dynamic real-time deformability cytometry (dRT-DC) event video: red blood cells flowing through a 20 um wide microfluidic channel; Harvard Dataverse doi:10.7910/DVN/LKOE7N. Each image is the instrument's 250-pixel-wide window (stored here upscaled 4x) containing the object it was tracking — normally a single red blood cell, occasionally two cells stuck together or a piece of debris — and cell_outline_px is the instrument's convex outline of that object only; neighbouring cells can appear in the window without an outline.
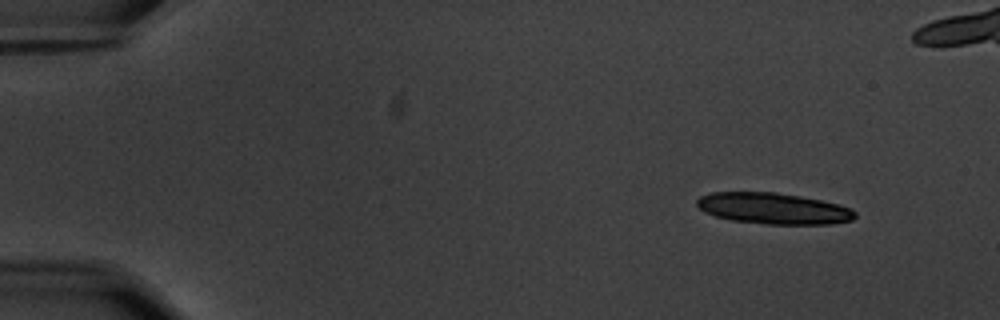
{"species": "common noctule bat (a hibernating species)", "species_latin": "Nyctalus noctula", "temperature_condition": "warm", "stored_images_in_passage": 14, "camera_frame_rate_fps": 3000, "um_per_image_px": 0.085, "animal": {"sex": "male", "body_mass_g": 20.1, "forearm_length_mm": 53.5}, "frame": {"image": 1, "passage_image": 1, "time_ms": 0.0, "image_size_px": [1000, 320], "cell_outline_px": [[856, 216], [852, 220], [832, 224], [764, 224], [732, 220], [716, 216], [704, 212], [696, 204], [696, 200], [700, 196], [712, 192], [776, 192], [800, 196], [820, 200], [852, 208], [856, 212]], "centroid_in_image_um": [65.74, 17.72], "position_along_channel_um": 19.3, "area_um2": 28.73}}